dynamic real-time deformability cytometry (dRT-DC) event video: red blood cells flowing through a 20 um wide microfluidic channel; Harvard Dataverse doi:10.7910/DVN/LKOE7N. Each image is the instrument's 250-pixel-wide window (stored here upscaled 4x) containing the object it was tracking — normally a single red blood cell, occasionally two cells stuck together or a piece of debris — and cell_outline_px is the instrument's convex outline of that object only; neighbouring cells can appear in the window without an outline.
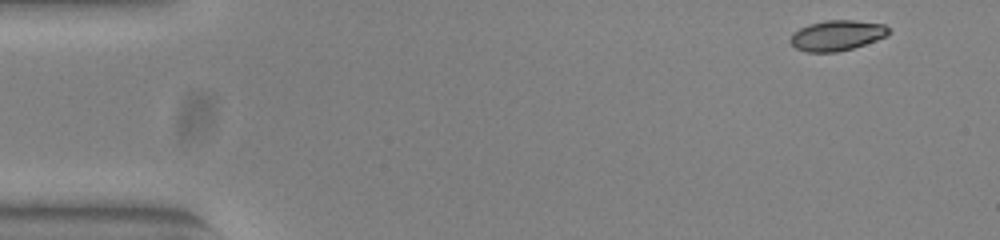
{"species": "common noctule bat (a hibernating species)", "species_latin": "Nyctalus noctula", "temperature_condition": "warm", "stored_images_in_passage": 50, "camera_frame_rate_fps": 3000, "um_per_image_px": 0.085, "animal": {"sex": "female", "body_mass_g": 23.0, "forearm_length_mm": 53.4}, "frame": {"image": 1, "passage_image": 1, "time_ms": 0.0, "image_size_px": [1000, 240], "cell_outline_px": [[888, 36], [852, 48], [836, 52], [808, 52], [796, 48], [788, 40], [792, 32], [808, 24], [828, 20], [852, 20], [884, 24], [888, 28]], "centroid_in_image_um": [71.1, 3.01], "position_along_channel_um": 13.9, "area_um2": 17.34}}
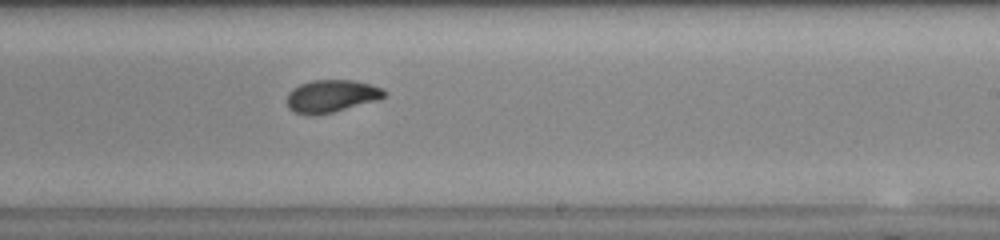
{"frame": {"image": 2, "passage_image": 29, "time_ms": 9.333, "image_size_px": [1000, 240], "cell_outline_px": [[388, 92], [384, 96], [376, 100], [332, 112], [308, 116], [296, 112], [288, 108], [288, 92], [292, 88], [300, 84], [312, 80], [352, 80], [372, 84], [384, 88]], "centroid_in_image_um": [28.17, 8.15], "position_along_channel_um": 260.8, "area_um2": 18.38}}
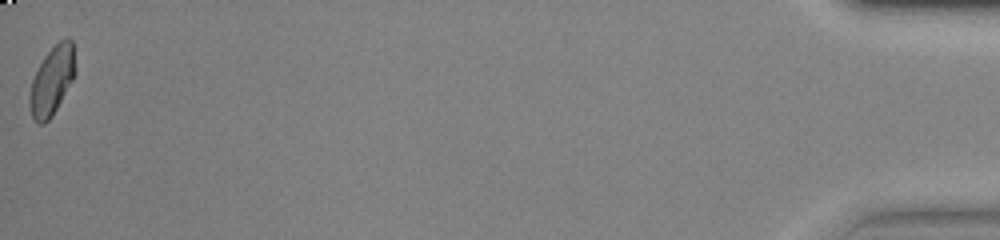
{"frame": {"image": 3, "passage_image": 50, "time_ms": 16.333, "image_size_px": [1000, 240], "cell_outline_px": [[76, 72], [72, 80], [52, 116], [44, 124], [40, 124], [32, 116], [28, 104], [28, 96], [32, 80], [44, 56], [60, 40], [68, 36], [72, 40], [76, 68]], "centroid_in_image_um": [4.42, 6.84], "position_along_channel_um": 430.8, "area_um2": 18.15}, "authors_computed_cell_mechanics": {"area_um2": 18.3804, "velocity_mm_per_s": 3.8895, "shape_relaxation_time_tau1_ms": 8.9081, "shape_relaxation_time_tau2_ms": 0.7067, "deformation_change_tau1": 0.2239, "deformation_change_tau2": 0.041}}